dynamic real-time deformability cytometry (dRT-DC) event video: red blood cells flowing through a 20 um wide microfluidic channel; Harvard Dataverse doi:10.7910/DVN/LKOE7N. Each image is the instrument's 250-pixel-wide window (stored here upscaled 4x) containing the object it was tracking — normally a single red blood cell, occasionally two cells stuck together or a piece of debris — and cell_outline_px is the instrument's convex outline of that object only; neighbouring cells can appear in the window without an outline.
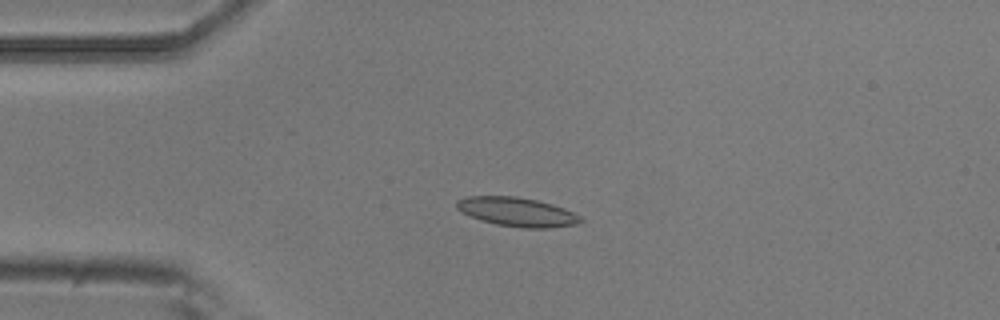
{"species": "common noctule bat (a hibernating species)", "species_latin": "Nyctalus noctula", "temperature_condition": "room temperature", "stored_images_in_passage": 3, "camera_frame_rate_fps": 3000, "um_per_image_px": 0.085, "animal": {"sex": "male", "body_mass_g": 20.5, "forearm_length_mm": 52.5}, "frame": {"image": 1, "passage_image": 2, "time_ms": 0.333, "image_size_px": [1000, 320], "cell_outline_px": [[584, 220], [576, 224], [548, 228], [524, 228], [496, 224], [480, 220], [460, 212], [456, 208], [456, 200], [468, 196], [516, 196], [536, 200], [552, 204], [564, 208], [580, 216]], "centroid_in_image_um": [43.92, 18.01], "position_along_channel_um": 41.1, "area_um2": 20.98}}